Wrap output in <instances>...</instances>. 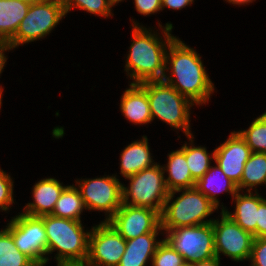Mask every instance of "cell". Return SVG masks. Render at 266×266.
Instances as JSON below:
<instances>
[{
  "label": "cell",
  "instance_id": "6da1fadb",
  "mask_svg": "<svg viewBox=\"0 0 266 266\" xmlns=\"http://www.w3.org/2000/svg\"><path fill=\"white\" fill-rule=\"evenodd\" d=\"M165 64V70L170 69L171 76L165 74L163 81L195 105H202L209 101L214 91V84L203 66L201 57L193 48L176 37L169 44ZM169 65L170 68L167 67Z\"/></svg>",
  "mask_w": 266,
  "mask_h": 266
},
{
  "label": "cell",
  "instance_id": "7a4b0ae2",
  "mask_svg": "<svg viewBox=\"0 0 266 266\" xmlns=\"http://www.w3.org/2000/svg\"><path fill=\"white\" fill-rule=\"evenodd\" d=\"M158 24L164 33V42L162 37L160 39L155 32L153 34L149 29L147 30L135 21L132 24V43L125 65V70L130 79L134 80L132 84L162 80L164 75L167 74L165 70L166 52L169 44L176 36L171 34L173 29L171 23H166L164 28L160 23Z\"/></svg>",
  "mask_w": 266,
  "mask_h": 266
},
{
  "label": "cell",
  "instance_id": "3957f363",
  "mask_svg": "<svg viewBox=\"0 0 266 266\" xmlns=\"http://www.w3.org/2000/svg\"><path fill=\"white\" fill-rule=\"evenodd\" d=\"M47 254L57 251V266L84 265L88 256L90 231L85 232L81 221L44 215Z\"/></svg>",
  "mask_w": 266,
  "mask_h": 266
},
{
  "label": "cell",
  "instance_id": "277c9868",
  "mask_svg": "<svg viewBox=\"0 0 266 266\" xmlns=\"http://www.w3.org/2000/svg\"><path fill=\"white\" fill-rule=\"evenodd\" d=\"M176 192L182 193L172 201ZM216 209L218 208L196 187L171 191L160 214L161 228L168 232L179 227L210 224L213 219H204Z\"/></svg>",
  "mask_w": 266,
  "mask_h": 266
},
{
  "label": "cell",
  "instance_id": "5b68a950",
  "mask_svg": "<svg viewBox=\"0 0 266 266\" xmlns=\"http://www.w3.org/2000/svg\"><path fill=\"white\" fill-rule=\"evenodd\" d=\"M147 93L152 120L155 117L174 129H181L191 136L190 108L195 105L184 95L163 80L146 81L139 84Z\"/></svg>",
  "mask_w": 266,
  "mask_h": 266
},
{
  "label": "cell",
  "instance_id": "8992f818",
  "mask_svg": "<svg viewBox=\"0 0 266 266\" xmlns=\"http://www.w3.org/2000/svg\"><path fill=\"white\" fill-rule=\"evenodd\" d=\"M164 173L163 166L157 163L126 178L130 185L122 186V204L148 207L161 214L169 194Z\"/></svg>",
  "mask_w": 266,
  "mask_h": 266
},
{
  "label": "cell",
  "instance_id": "52a82bcc",
  "mask_svg": "<svg viewBox=\"0 0 266 266\" xmlns=\"http://www.w3.org/2000/svg\"><path fill=\"white\" fill-rule=\"evenodd\" d=\"M164 239L183 256L185 261H193L203 266L218 265L212 223L179 227L166 232Z\"/></svg>",
  "mask_w": 266,
  "mask_h": 266
},
{
  "label": "cell",
  "instance_id": "ba28073f",
  "mask_svg": "<svg viewBox=\"0 0 266 266\" xmlns=\"http://www.w3.org/2000/svg\"><path fill=\"white\" fill-rule=\"evenodd\" d=\"M62 0H46L30 4L14 37L9 41L13 48L45 37L65 17Z\"/></svg>",
  "mask_w": 266,
  "mask_h": 266
},
{
  "label": "cell",
  "instance_id": "9c48e42d",
  "mask_svg": "<svg viewBox=\"0 0 266 266\" xmlns=\"http://www.w3.org/2000/svg\"><path fill=\"white\" fill-rule=\"evenodd\" d=\"M6 229L11 233L15 246L28 256L37 266H45L47 255V237L43 220L40 217L24 213L13 217Z\"/></svg>",
  "mask_w": 266,
  "mask_h": 266
},
{
  "label": "cell",
  "instance_id": "30bf717a",
  "mask_svg": "<svg viewBox=\"0 0 266 266\" xmlns=\"http://www.w3.org/2000/svg\"><path fill=\"white\" fill-rule=\"evenodd\" d=\"M88 210L105 211L108 221L122 206V186L116 175L76 181ZM109 214V215H108Z\"/></svg>",
  "mask_w": 266,
  "mask_h": 266
},
{
  "label": "cell",
  "instance_id": "8fae6325",
  "mask_svg": "<svg viewBox=\"0 0 266 266\" xmlns=\"http://www.w3.org/2000/svg\"><path fill=\"white\" fill-rule=\"evenodd\" d=\"M221 220L212 222L214 231L215 254L220 265V253L234 261L249 260L251 256L253 235L243 230L224 211H221Z\"/></svg>",
  "mask_w": 266,
  "mask_h": 266
},
{
  "label": "cell",
  "instance_id": "7c38bea8",
  "mask_svg": "<svg viewBox=\"0 0 266 266\" xmlns=\"http://www.w3.org/2000/svg\"><path fill=\"white\" fill-rule=\"evenodd\" d=\"M125 248L126 240L108 221H102L90 230L84 266H118Z\"/></svg>",
  "mask_w": 266,
  "mask_h": 266
},
{
  "label": "cell",
  "instance_id": "4fadbf2b",
  "mask_svg": "<svg viewBox=\"0 0 266 266\" xmlns=\"http://www.w3.org/2000/svg\"><path fill=\"white\" fill-rule=\"evenodd\" d=\"M108 222L125 240L163 230L160 213L148 207L122 204Z\"/></svg>",
  "mask_w": 266,
  "mask_h": 266
},
{
  "label": "cell",
  "instance_id": "5bb4252c",
  "mask_svg": "<svg viewBox=\"0 0 266 266\" xmlns=\"http://www.w3.org/2000/svg\"><path fill=\"white\" fill-rule=\"evenodd\" d=\"M252 151L238 132H231L229 138L214 150L215 163L237 186L240 184L245 163Z\"/></svg>",
  "mask_w": 266,
  "mask_h": 266
},
{
  "label": "cell",
  "instance_id": "9a60e30c",
  "mask_svg": "<svg viewBox=\"0 0 266 266\" xmlns=\"http://www.w3.org/2000/svg\"><path fill=\"white\" fill-rule=\"evenodd\" d=\"M55 178H45L38 181L32 190L34 201L24 208V214L41 217L51 215L57 200L66 186H62Z\"/></svg>",
  "mask_w": 266,
  "mask_h": 266
},
{
  "label": "cell",
  "instance_id": "2e32d148",
  "mask_svg": "<svg viewBox=\"0 0 266 266\" xmlns=\"http://www.w3.org/2000/svg\"><path fill=\"white\" fill-rule=\"evenodd\" d=\"M255 194V195H254ZM248 191V193L240 194V191L233 197L235 198V212L231 214L227 209L222 208L234 222H236L243 230L250 232L254 238H257V221L258 207L264 198L258 194Z\"/></svg>",
  "mask_w": 266,
  "mask_h": 266
},
{
  "label": "cell",
  "instance_id": "e0dca14e",
  "mask_svg": "<svg viewBox=\"0 0 266 266\" xmlns=\"http://www.w3.org/2000/svg\"><path fill=\"white\" fill-rule=\"evenodd\" d=\"M121 97V112L134 124H147L152 120L146 91L139 84L130 83Z\"/></svg>",
  "mask_w": 266,
  "mask_h": 266
},
{
  "label": "cell",
  "instance_id": "ac0fdd59",
  "mask_svg": "<svg viewBox=\"0 0 266 266\" xmlns=\"http://www.w3.org/2000/svg\"><path fill=\"white\" fill-rule=\"evenodd\" d=\"M120 155V171L125 179L157 164L151 157L146 136L126 146Z\"/></svg>",
  "mask_w": 266,
  "mask_h": 266
},
{
  "label": "cell",
  "instance_id": "d6986e66",
  "mask_svg": "<svg viewBox=\"0 0 266 266\" xmlns=\"http://www.w3.org/2000/svg\"><path fill=\"white\" fill-rule=\"evenodd\" d=\"M158 233H146L126 240V248L118 266H146L152 261L157 246L162 242L156 240ZM147 262V263H146Z\"/></svg>",
  "mask_w": 266,
  "mask_h": 266
},
{
  "label": "cell",
  "instance_id": "ffe728a7",
  "mask_svg": "<svg viewBox=\"0 0 266 266\" xmlns=\"http://www.w3.org/2000/svg\"><path fill=\"white\" fill-rule=\"evenodd\" d=\"M167 160V166L164 165L163 170L168 172L165 183L169 192L195 187L196 181L192 178L186 162L185 143L179 150L168 154Z\"/></svg>",
  "mask_w": 266,
  "mask_h": 266
},
{
  "label": "cell",
  "instance_id": "44dd1931",
  "mask_svg": "<svg viewBox=\"0 0 266 266\" xmlns=\"http://www.w3.org/2000/svg\"><path fill=\"white\" fill-rule=\"evenodd\" d=\"M195 187L202 192L217 208L218 193L228 192L232 198L237 194V185L231 181L221 170L219 165L211 166L209 170L196 182Z\"/></svg>",
  "mask_w": 266,
  "mask_h": 266
},
{
  "label": "cell",
  "instance_id": "7402d4cb",
  "mask_svg": "<svg viewBox=\"0 0 266 266\" xmlns=\"http://www.w3.org/2000/svg\"><path fill=\"white\" fill-rule=\"evenodd\" d=\"M29 7L21 0H0V39L10 41L14 37Z\"/></svg>",
  "mask_w": 266,
  "mask_h": 266
},
{
  "label": "cell",
  "instance_id": "603a6c76",
  "mask_svg": "<svg viewBox=\"0 0 266 266\" xmlns=\"http://www.w3.org/2000/svg\"><path fill=\"white\" fill-rule=\"evenodd\" d=\"M86 210L83 199L75 185H68L61 193L51 215L81 221V213Z\"/></svg>",
  "mask_w": 266,
  "mask_h": 266
},
{
  "label": "cell",
  "instance_id": "cb8c5ba5",
  "mask_svg": "<svg viewBox=\"0 0 266 266\" xmlns=\"http://www.w3.org/2000/svg\"><path fill=\"white\" fill-rule=\"evenodd\" d=\"M266 184V153L252 152L247 160L242 173L240 184L237 186L238 191L247 189L251 191L253 187Z\"/></svg>",
  "mask_w": 266,
  "mask_h": 266
},
{
  "label": "cell",
  "instance_id": "d4e9b609",
  "mask_svg": "<svg viewBox=\"0 0 266 266\" xmlns=\"http://www.w3.org/2000/svg\"><path fill=\"white\" fill-rule=\"evenodd\" d=\"M193 138V135L188 136L191 146H187L185 142V157L192 178L197 182L209 170L211 167L210 160H214L215 156L214 151L210 156L205 147H195Z\"/></svg>",
  "mask_w": 266,
  "mask_h": 266
},
{
  "label": "cell",
  "instance_id": "484cf974",
  "mask_svg": "<svg viewBox=\"0 0 266 266\" xmlns=\"http://www.w3.org/2000/svg\"><path fill=\"white\" fill-rule=\"evenodd\" d=\"M0 266H37L15 246L11 233L0 230Z\"/></svg>",
  "mask_w": 266,
  "mask_h": 266
},
{
  "label": "cell",
  "instance_id": "4316f807",
  "mask_svg": "<svg viewBox=\"0 0 266 266\" xmlns=\"http://www.w3.org/2000/svg\"><path fill=\"white\" fill-rule=\"evenodd\" d=\"M238 133L252 152L266 153V121L261 116L257 117L247 130H240Z\"/></svg>",
  "mask_w": 266,
  "mask_h": 266
},
{
  "label": "cell",
  "instance_id": "83f0119b",
  "mask_svg": "<svg viewBox=\"0 0 266 266\" xmlns=\"http://www.w3.org/2000/svg\"><path fill=\"white\" fill-rule=\"evenodd\" d=\"M65 13H69L73 8L85 10L90 14L108 17L112 15L113 5L110 0H62Z\"/></svg>",
  "mask_w": 266,
  "mask_h": 266
},
{
  "label": "cell",
  "instance_id": "f1b7e54d",
  "mask_svg": "<svg viewBox=\"0 0 266 266\" xmlns=\"http://www.w3.org/2000/svg\"><path fill=\"white\" fill-rule=\"evenodd\" d=\"M185 262L183 256L165 239L157 246L151 261L152 266H181Z\"/></svg>",
  "mask_w": 266,
  "mask_h": 266
},
{
  "label": "cell",
  "instance_id": "f546056e",
  "mask_svg": "<svg viewBox=\"0 0 266 266\" xmlns=\"http://www.w3.org/2000/svg\"><path fill=\"white\" fill-rule=\"evenodd\" d=\"M6 172L0 169V209L8 211L13 199V180Z\"/></svg>",
  "mask_w": 266,
  "mask_h": 266
},
{
  "label": "cell",
  "instance_id": "4dcf8cb0",
  "mask_svg": "<svg viewBox=\"0 0 266 266\" xmlns=\"http://www.w3.org/2000/svg\"><path fill=\"white\" fill-rule=\"evenodd\" d=\"M251 266H266V238H254L252 242Z\"/></svg>",
  "mask_w": 266,
  "mask_h": 266
},
{
  "label": "cell",
  "instance_id": "1f68e13d",
  "mask_svg": "<svg viewBox=\"0 0 266 266\" xmlns=\"http://www.w3.org/2000/svg\"><path fill=\"white\" fill-rule=\"evenodd\" d=\"M134 3L137 12L144 16L162 10V0H134Z\"/></svg>",
  "mask_w": 266,
  "mask_h": 266
},
{
  "label": "cell",
  "instance_id": "d6a6232c",
  "mask_svg": "<svg viewBox=\"0 0 266 266\" xmlns=\"http://www.w3.org/2000/svg\"><path fill=\"white\" fill-rule=\"evenodd\" d=\"M257 238H266V199L258 207Z\"/></svg>",
  "mask_w": 266,
  "mask_h": 266
},
{
  "label": "cell",
  "instance_id": "836d02e7",
  "mask_svg": "<svg viewBox=\"0 0 266 266\" xmlns=\"http://www.w3.org/2000/svg\"><path fill=\"white\" fill-rule=\"evenodd\" d=\"M194 0H162V10L168 7L174 10H181L186 6H191Z\"/></svg>",
  "mask_w": 266,
  "mask_h": 266
},
{
  "label": "cell",
  "instance_id": "e575fe53",
  "mask_svg": "<svg viewBox=\"0 0 266 266\" xmlns=\"http://www.w3.org/2000/svg\"><path fill=\"white\" fill-rule=\"evenodd\" d=\"M12 49L14 48L8 40L0 39V74L2 73L7 60L4 52Z\"/></svg>",
  "mask_w": 266,
  "mask_h": 266
},
{
  "label": "cell",
  "instance_id": "d590c367",
  "mask_svg": "<svg viewBox=\"0 0 266 266\" xmlns=\"http://www.w3.org/2000/svg\"><path fill=\"white\" fill-rule=\"evenodd\" d=\"M228 3H232V4H236V5H243V4H247V3H251L254 0H225Z\"/></svg>",
  "mask_w": 266,
  "mask_h": 266
},
{
  "label": "cell",
  "instance_id": "8d00e7d4",
  "mask_svg": "<svg viewBox=\"0 0 266 266\" xmlns=\"http://www.w3.org/2000/svg\"><path fill=\"white\" fill-rule=\"evenodd\" d=\"M181 266H203V265L193 261H185Z\"/></svg>",
  "mask_w": 266,
  "mask_h": 266
},
{
  "label": "cell",
  "instance_id": "74e56055",
  "mask_svg": "<svg viewBox=\"0 0 266 266\" xmlns=\"http://www.w3.org/2000/svg\"><path fill=\"white\" fill-rule=\"evenodd\" d=\"M21 1L27 2L29 4H34V3H39V2L46 1V0H21Z\"/></svg>",
  "mask_w": 266,
  "mask_h": 266
},
{
  "label": "cell",
  "instance_id": "f35d334b",
  "mask_svg": "<svg viewBox=\"0 0 266 266\" xmlns=\"http://www.w3.org/2000/svg\"><path fill=\"white\" fill-rule=\"evenodd\" d=\"M111 4L114 6L115 4L121 2L122 0H110Z\"/></svg>",
  "mask_w": 266,
  "mask_h": 266
},
{
  "label": "cell",
  "instance_id": "ab89813d",
  "mask_svg": "<svg viewBox=\"0 0 266 266\" xmlns=\"http://www.w3.org/2000/svg\"><path fill=\"white\" fill-rule=\"evenodd\" d=\"M2 92H3V90H2V87L0 86V108H1V104H2ZM1 110V109H0Z\"/></svg>",
  "mask_w": 266,
  "mask_h": 266
},
{
  "label": "cell",
  "instance_id": "60d3db41",
  "mask_svg": "<svg viewBox=\"0 0 266 266\" xmlns=\"http://www.w3.org/2000/svg\"><path fill=\"white\" fill-rule=\"evenodd\" d=\"M260 116L266 121V112L262 113Z\"/></svg>",
  "mask_w": 266,
  "mask_h": 266
}]
</instances>
